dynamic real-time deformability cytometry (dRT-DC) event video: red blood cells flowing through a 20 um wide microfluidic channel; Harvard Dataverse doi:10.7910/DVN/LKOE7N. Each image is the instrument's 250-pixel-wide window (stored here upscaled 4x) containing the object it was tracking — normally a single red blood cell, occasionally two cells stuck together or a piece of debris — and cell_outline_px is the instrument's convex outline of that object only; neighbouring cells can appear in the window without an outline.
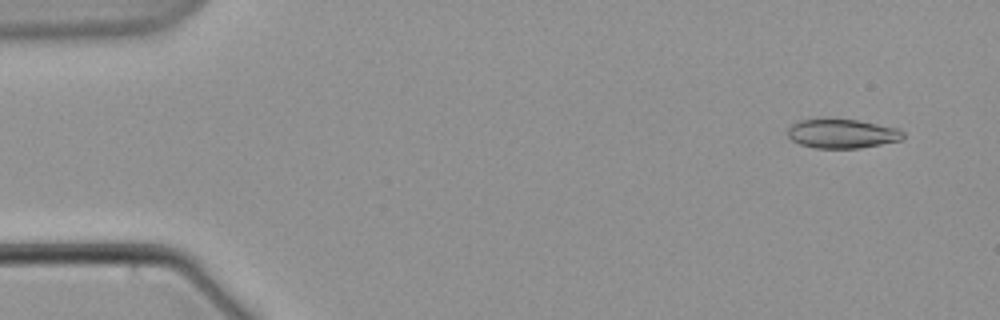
{"species": "common noctule bat (a hibernating species)", "species_latin": "Nyctalus noctula", "temperature_condition": "warm", "stored_images_in_passage": 8, "camera_frame_rate_fps": 3000, "um_per_image_px": 0.085, "animal": {"sex": "male", "body_mass_g": 21.5, "forearm_length_mm": 52.0}, "frame": {"image": 1, "passage_image": 2, "time_ms": 1.0, "image_size_px": [1000, 320], "cell_outline_px": [[904, 136], [900, 140], [860, 148], [816, 148], [800, 144], [792, 140], [788, 136], [788, 128], [792, 124], [800, 120], [856, 120], [896, 128], [904, 132]], "centroid_in_image_um": [71.56, 11.38], "position_along_channel_um": 13.4, "area_um2": 19.13}}
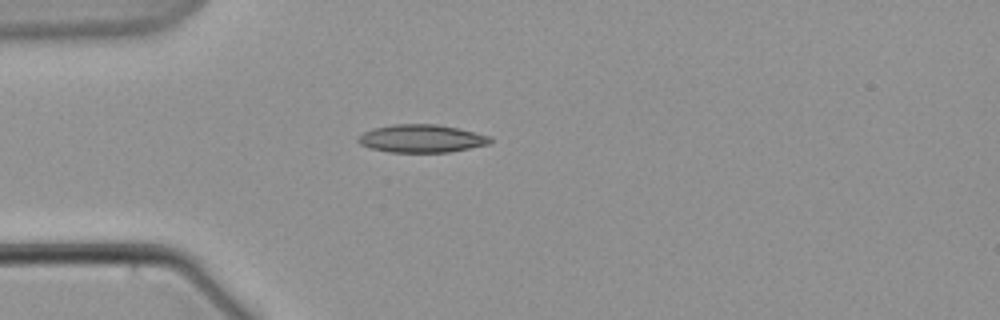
{"frame": {"image": 2, "passage_image": 6, "time_ms": 5.667, "image_size_px": [1000, 320], "cell_outline_px": [[492, 140], [488, 144], [448, 152], [392, 152], [368, 148], [360, 144], [356, 140], [364, 132], [372, 128], [396, 124], [436, 124], [460, 128], [492, 136]], "centroid_in_image_um": [35.83, 11.77], "position_along_channel_um": 49.2, "area_um2": 21.5}}
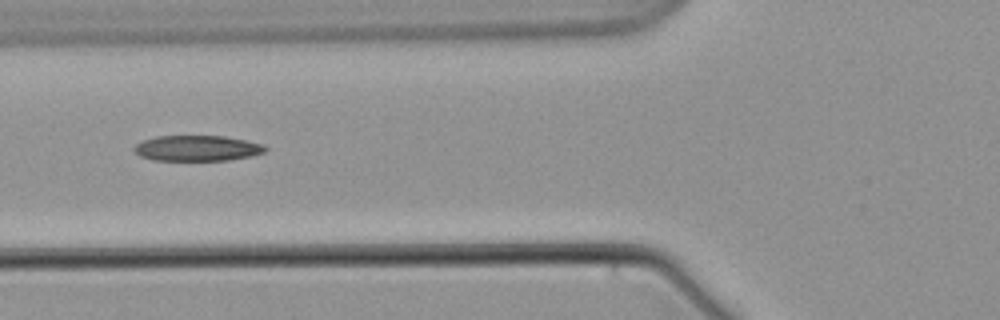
{"frame": {"image": 3, "passage_image": 8, "time_ms": 8.0, "image_size_px": [1000, 320], "cell_outline_px": [[268, 148], [264, 152], [252, 156], [228, 160], [152, 160], [140, 156], [132, 148], [136, 144], [144, 140], [156, 136], [224, 136], [264, 144]], "centroid_in_image_um": [16.77, 12.6], "position_along_channel_um": 109.0, "area_um2": 19.54}}